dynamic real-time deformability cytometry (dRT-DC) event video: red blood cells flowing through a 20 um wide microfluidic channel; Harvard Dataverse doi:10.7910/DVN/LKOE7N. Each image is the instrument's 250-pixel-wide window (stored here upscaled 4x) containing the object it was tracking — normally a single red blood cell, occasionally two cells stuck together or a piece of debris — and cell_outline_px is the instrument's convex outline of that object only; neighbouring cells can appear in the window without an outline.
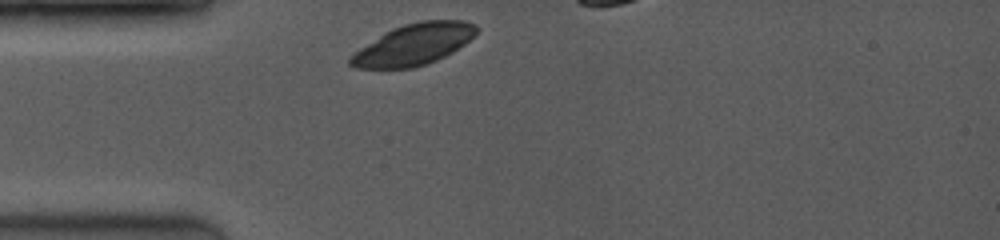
{"species": "common noctule bat (a hibernating species)", "species_latin": "Nyctalus noctula", "temperature_condition": "room temperature", "stored_images_in_passage": 7, "camera_frame_rate_fps": 3500, "um_per_image_px": 0.085, "animal": {"sex": "female", "body_mass_g": 19.0, "forearm_length_mm": 53.3}, "frame": {"image": 1, "passage_image": 1, "time_ms": 0.0, "image_size_px": [1000, 240], "cell_outline_px": [[480, 28], [464, 44], [452, 52], [436, 60], [412, 68], [356, 68], [348, 64], [348, 56], [384, 32], [392, 28], [404, 24], [420, 20], [464, 20], [476, 24]], "centroid_in_image_um": [35.14, 3.76], "position_along_channel_um": 49.9, "area_um2": 30.23}}
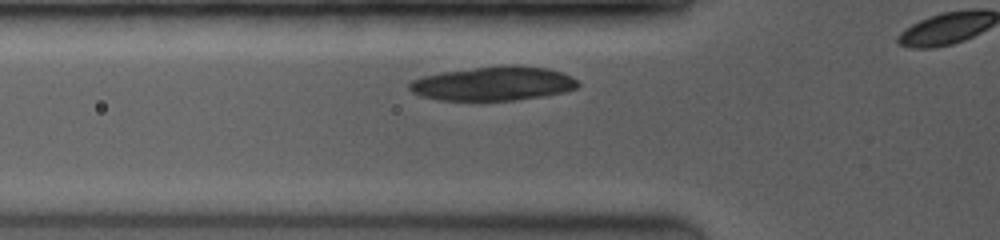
{"frame": {"image": 2, "passage_image": 5, "time_ms": 1.143, "image_size_px": [1000, 240], "cell_outline_px": [[580, 84], [576, 88], [564, 92], [516, 100], [480, 104], [436, 100], [420, 96], [412, 92], [408, 88], [408, 84], [412, 80], [424, 76], [440, 72], [504, 64], [512, 64], [548, 68], [572, 76]], "centroid_in_image_um": [41.87, 7.14], "position_along_channel_um": 83.9, "area_um2": 34.8}}